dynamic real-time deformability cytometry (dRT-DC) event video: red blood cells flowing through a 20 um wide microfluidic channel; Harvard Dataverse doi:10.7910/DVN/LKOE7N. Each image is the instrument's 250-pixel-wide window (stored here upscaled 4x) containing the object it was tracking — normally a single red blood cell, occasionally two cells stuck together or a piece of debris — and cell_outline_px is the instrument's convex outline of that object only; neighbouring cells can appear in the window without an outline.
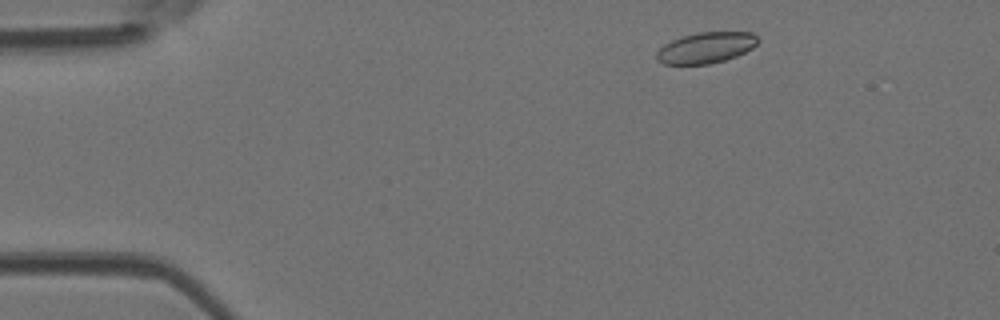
{"species": "Egyptian fruit bat (a non-hibernating species)", "species_latin": "Rousettus aegyptiacus", "temperature_condition": "room temperature", "stored_images_in_passage": 4, "camera_frame_rate_fps": 3000, "um_per_image_px": 0.085, "animal": {"sex": "female"}, "frame": {"image": 1, "passage_image": 1, "time_ms": 0.0, "image_size_px": [1000, 320], "cell_outline_px": [[760, 40], [752, 48], [736, 56], [724, 60], [708, 64], [664, 64], [656, 60], [656, 52], [664, 44], [680, 36], [700, 32], [752, 32]], "centroid_in_image_um": [59.99, 4.05], "position_along_channel_um": 25.0, "area_um2": 18.26}}